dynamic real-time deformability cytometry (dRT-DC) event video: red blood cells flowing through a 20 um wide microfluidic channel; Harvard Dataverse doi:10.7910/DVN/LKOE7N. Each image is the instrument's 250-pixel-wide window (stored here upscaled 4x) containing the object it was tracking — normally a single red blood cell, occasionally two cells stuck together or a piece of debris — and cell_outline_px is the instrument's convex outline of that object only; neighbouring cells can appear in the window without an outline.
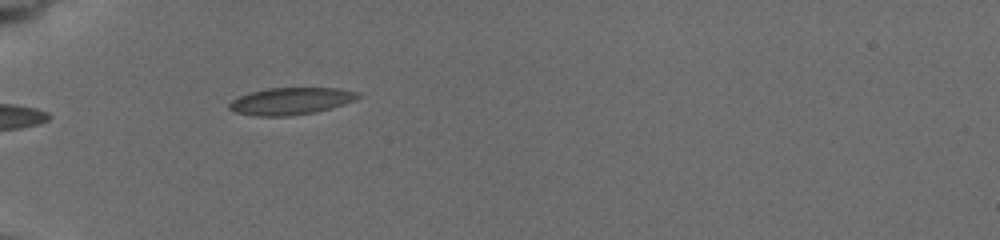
{"species": "common noctule bat (a hibernating species)", "species_latin": "Nyctalus noctula", "temperature_condition": "cold", "stored_images_in_passage": 7, "camera_frame_rate_fps": 3000, "um_per_image_px": 0.085, "animal": {"sex": "female", "body_mass_g": 19.5, "forearm_length_mm": 54.1}, "frame": {"image": 1, "passage_image": 1, "time_ms": 0.0, "image_size_px": [1000, 240], "cell_outline_px": [[364, 96], [356, 100], [332, 108], [316, 112], [288, 116], [256, 116], [236, 112], [228, 108], [228, 104], [236, 96], [248, 92], [268, 88], [340, 88], [360, 92]], "centroid_in_image_um": [24.75, 8.58], "position_along_channel_um": 60.2, "area_um2": 20.69}}